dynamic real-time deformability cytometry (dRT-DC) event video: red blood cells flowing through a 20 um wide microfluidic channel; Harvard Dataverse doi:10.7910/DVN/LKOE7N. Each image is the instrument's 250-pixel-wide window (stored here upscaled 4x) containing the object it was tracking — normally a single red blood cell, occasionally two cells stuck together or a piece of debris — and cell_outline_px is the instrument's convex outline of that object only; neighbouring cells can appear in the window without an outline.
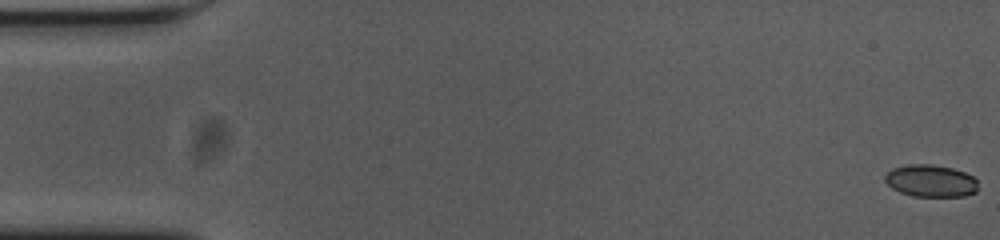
{"species": "common noctule bat (a hibernating species)", "species_latin": "Nyctalus noctula", "temperature_condition": "cold", "stored_images_in_passage": 56, "camera_frame_rate_fps": 3000, "um_per_image_px": 0.085, "animal": {"sex": "female", "body_mass_g": 23.0, "forearm_length_mm": 53.4}, "frame": {"image": 1, "passage_image": 1, "time_ms": 0.0, "image_size_px": [1000, 240], "cell_outline_px": [[976, 192], [964, 196], [912, 196], [900, 192], [892, 188], [884, 180], [884, 176], [892, 168], [908, 164], [932, 164], [952, 168], [964, 172], [972, 176], [976, 180]], "centroid_in_image_um": [79.08, 15.37], "position_along_channel_um": 5.9, "area_um2": 17.4}}
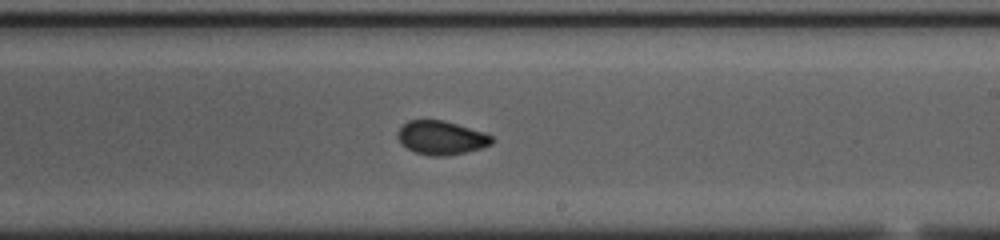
{"frame": {"image": 2, "passage_image": 33, "time_ms": 10.667, "image_size_px": [1000, 240], "cell_outline_px": [[492, 144], [480, 148], [464, 152], [444, 156], [432, 156], [416, 152], [408, 148], [396, 136], [396, 132], [408, 120], [444, 120], [484, 132], [492, 136]], "centroid_in_image_um": [37.5, 11.69], "position_along_channel_um": 251.5, "area_um2": 18.26}}
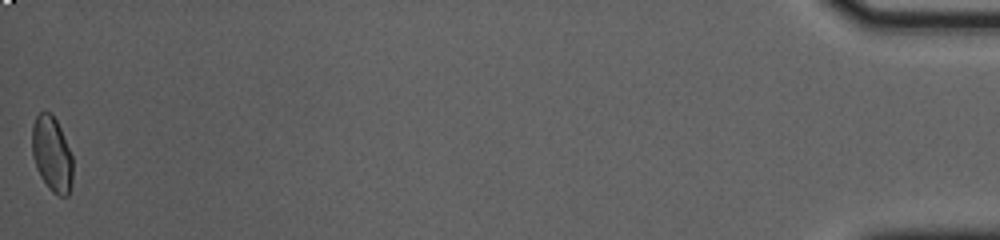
{"frame": {"image": 3, "passage_image": 56, "time_ms": 18.333, "image_size_px": [1000, 240], "cell_outline_px": [[72, 184], [68, 196], [60, 196], [52, 192], [48, 188], [40, 176], [36, 168], [32, 156], [32, 124], [36, 116], [40, 112], [48, 112], [56, 120], [60, 128], [72, 156]], "centroid_in_image_um": [4.4, 13.13], "position_along_channel_um": 430.8, "area_um2": 17.86}, "authors_computed_cell_mechanics": {"area_um2": 18.5538, "velocity_mm_per_s": 3.6692, "shape_relaxation_time_tau1_ms": null, "shape_relaxation_time_tau2_ms": 1.0058, "deformation_change_tau1": null, "deformation_change_tau2": 0.044}}